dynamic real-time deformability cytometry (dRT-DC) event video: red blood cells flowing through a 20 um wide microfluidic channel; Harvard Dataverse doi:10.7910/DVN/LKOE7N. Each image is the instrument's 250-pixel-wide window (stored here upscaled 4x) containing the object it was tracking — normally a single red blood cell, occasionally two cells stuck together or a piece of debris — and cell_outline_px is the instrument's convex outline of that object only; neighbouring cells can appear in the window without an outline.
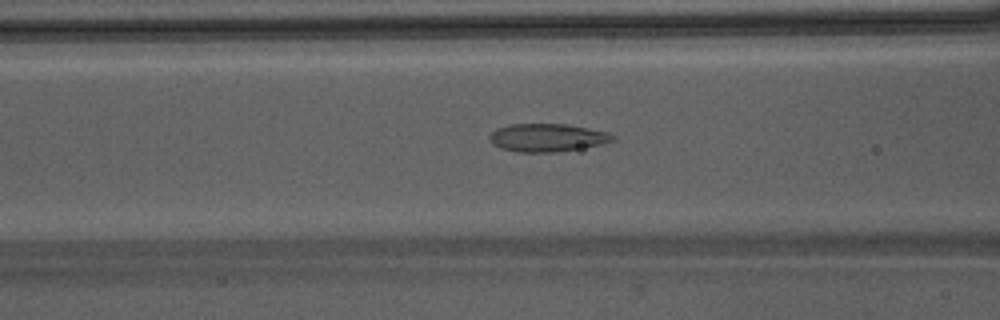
{"species": "Egyptian fruit bat (a non-hibernating species)", "species_latin": "Rousettus aegyptiacus", "temperature_condition": "warm", "stored_images_in_passage": 27, "camera_frame_rate_fps": 3000, "um_per_image_px": 0.085, "animal": {"sex": "male"}, "frame": {"image": 1, "passage_image": 5, "time_ms": 1.333, "image_size_px": [1000, 320], "cell_outline_px": [[616, 140], [604, 144], [560, 152], [516, 152], [500, 148], [492, 144], [488, 136], [496, 128], [512, 124], [564, 124], [588, 128], [608, 132], [616, 136]], "centroid_in_image_um": [46.54, 11.71], "position_along_channel_um": 120.1, "area_um2": 20.35}}
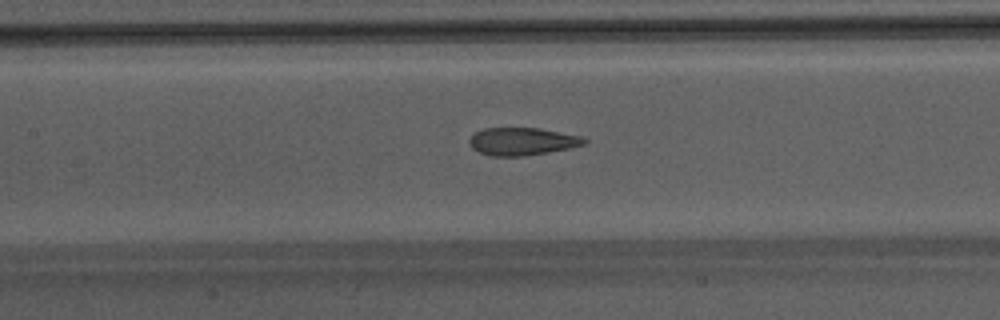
{"frame": {"image": 2, "passage_image": 8, "time_ms": 2.333, "image_size_px": [1000, 320], "cell_outline_px": [[588, 140], [584, 144], [568, 148], [548, 152], [520, 156], [492, 156], [480, 152], [472, 148], [468, 140], [476, 132], [484, 128], [540, 128], [580, 136]], "centroid_in_image_um": [44.37, 12.01], "position_along_channel_um": 163.0, "area_um2": 18.26}}
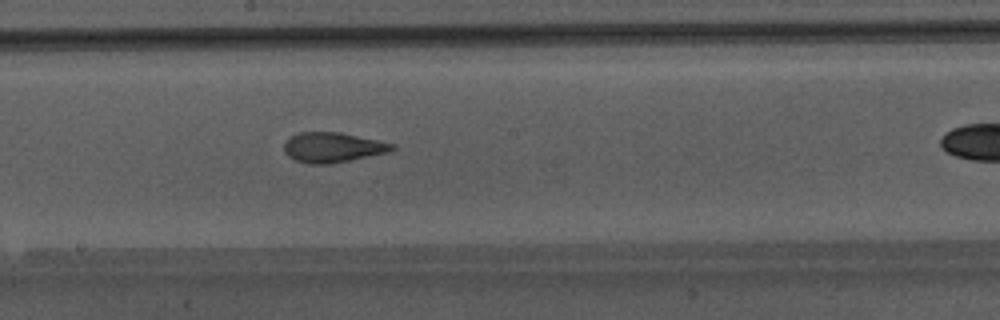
{"frame": {"image": 3, "passage_image": 12, "time_ms": 3.667, "image_size_px": [1000, 320], "cell_outline_px": [[396, 148], [388, 152], [332, 164], [308, 164], [296, 160], [288, 156], [284, 152], [284, 144], [292, 136], [300, 132], [340, 132], [396, 144]], "centroid_in_image_um": [28.29, 12.53], "position_along_channel_um": 219.9, "area_um2": 18.84}, "authors_computed_cell_mechanics": {"area_um2": 18.785, "velocity_mm_per_s": 4.2782, "shape_relaxation_time_tau1_ms": null, "shape_relaxation_time_tau2_ms": 1.3387, "deformation_change_tau1": null, "deformation_change_tau2": 0.094}}